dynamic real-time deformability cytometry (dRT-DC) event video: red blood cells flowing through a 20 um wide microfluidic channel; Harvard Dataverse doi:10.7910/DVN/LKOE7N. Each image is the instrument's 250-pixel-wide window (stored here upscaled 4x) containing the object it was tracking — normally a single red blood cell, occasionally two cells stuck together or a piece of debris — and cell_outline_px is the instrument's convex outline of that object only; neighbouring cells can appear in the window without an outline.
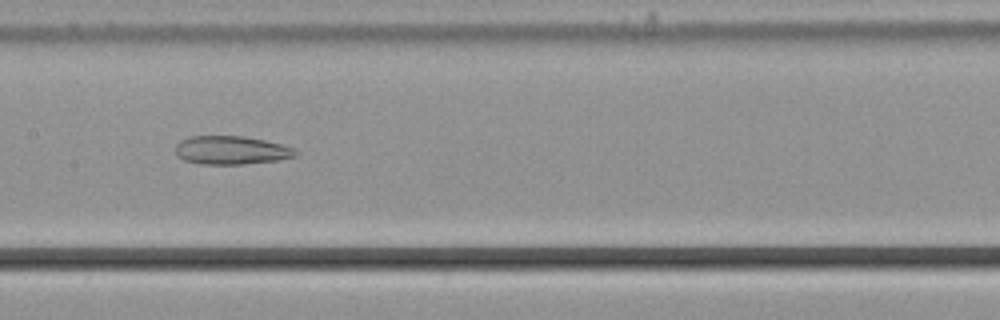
{"species": "common noctule bat (a hibernating species)", "species_latin": "Nyctalus noctula", "temperature_condition": "cold", "stored_images_in_passage": 42, "camera_frame_rate_fps": 3000, "um_per_image_px": 0.085, "animal": {"sex": "male", "body_mass_g": 21.5, "forearm_length_mm": 52.0}, "frame": {"image": 1, "passage_image": 19, "time_ms": 6.0, "image_size_px": [1000, 320], "cell_outline_px": [[300, 152], [296, 156], [276, 160], [244, 164], [200, 164], [184, 160], [176, 156], [176, 144], [180, 140], [188, 136], [244, 136], [264, 140], [280, 144], [292, 148]], "centroid_in_image_um": [19.62, 12.76], "position_along_channel_um": 187.8, "area_um2": 19.94}}
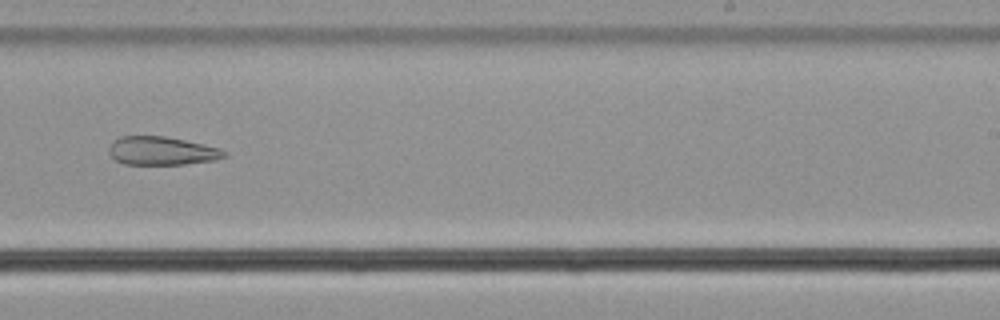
{"frame": {"image": 2, "passage_image": 26, "time_ms": 8.333, "image_size_px": [1000, 320], "cell_outline_px": [[228, 156], [216, 160], [184, 164], [124, 164], [116, 160], [108, 152], [108, 148], [112, 140], [120, 136], [164, 136], [184, 140], [220, 148], [228, 152]], "centroid_in_image_um": [13.75, 12.82], "position_along_channel_um": 275.2, "area_um2": 19.19}}
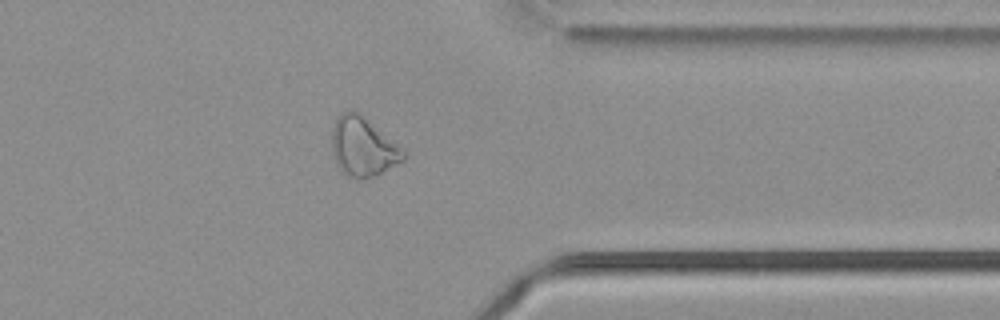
{"frame": {"image": 3, "passage_image": 35, "time_ms": 11.333, "image_size_px": [1000, 320], "cell_outline_px": [[408, 156], [404, 160], [372, 176], [360, 180], [348, 176], [340, 168], [332, 156], [332, 128], [336, 116], [340, 112], [360, 112], [396, 144]], "centroid_in_image_um": [30.81, 12.46], "position_along_channel_um": 380.6, "area_um2": 24.28}}